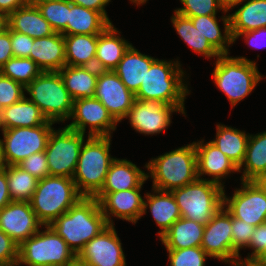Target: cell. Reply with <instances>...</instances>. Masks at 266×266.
Returning a JSON list of instances; mask_svg holds the SVG:
<instances>
[{"instance_id":"14","label":"cell","mask_w":266,"mask_h":266,"mask_svg":"<svg viewBox=\"0 0 266 266\" xmlns=\"http://www.w3.org/2000/svg\"><path fill=\"white\" fill-rule=\"evenodd\" d=\"M173 112L181 113L175 106L160 101L135 99L124 119L140 134L157 135L170 127Z\"/></svg>"},{"instance_id":"17","label":"cell","mask_w":266,"mask_h":266,"mask_svg":"<svg viewBox=\"0 0 266 266\" xmlns=\"http://www.w3.org/2000/svg\"><path fill=\"white\" fill-rule=\"evenodd\" d=\"M232 215L222 206L205 224L201 247L213 259L232 265Z\"/></svg>"},{"instance_id":"9","label":"cell","mask_w":266,"mask_h":266,"mask_svg":"<svg viewBox=\"0 0 266 266\" xmlns=\"http://www.w3.org/2000/svg\"><path fill=\"white\" fill-rule=\"evenodd\" d=\"M19 245L17 266H65L77 255L50 226Z\"/></svg>"},{"instance_id":"50","label":"cell","mask_w":266,"mask_h":266,"mask_svg":"<svg viewBox=\"0 0 266 266\" xmlns=\"http://www.w3.org/2000/svg\"><path fill=\"white\" fill-rule=\"evenodd\" d=\"M74 5L83 6L87 9L100 12L111 24L105 7L111 2V0H69Z\"/></svg>"},{"instance_id":"35","label":"cell","mask_w":266,"mask_h":266,"mask_svg":"<svg viewBox=\"0 0 266 266\" xmlns=\"http://www.w3.org/2000/svg\"><path fill=\"white\" fill-rule=\"evenodd\" d=\"M66 65L95 67L98 34L64 35Z\"/></svg>"},{"instance_id":"8","label":"cell","mask_w":266,"mask_h":266,"mask_svg":"<svg viewBox=\"0 0 266 266\" xmlns=\"http://www.w3.org/2000/svg\"><path fill=\"white\" fill-rule=\"evenodd\" d=\"M181 217L205 225L223 206L224 187L197 178L181 188L173 189Z\"/></svg>"},{"instance_id":"37","label":"cell","mask_w":266,"mask_h":266,"mask_svg":"<svg viewBox=\"0 0 266 266\" xmlns=\"http://www.w3.org/2000/svg\"><path fill=\"white\" fill-rule=\"evenodd\" d=\"M5 171L12 201L30 202L39 180L18 165H5Z\"/></svg>"},{"instance_id":"54","label":"cell","mask_w":266,"mask_h":266,"mask_svg":"<svg viewBox=\"0 0 266 266\" xmlns=\"http://www.w3.org/2000/svg\"><path fill=\"white\" fill-rule=\"evenodd\" d=\"M7 28V16L0 12V33Z\"/></svg>"},{"instance_id":"1","label":"cell","mask_w":266,"mask_h":266,"mask_svg":"<svg viewBox=\"0 0 266 266\" xmlns=\"http://www.w3.org/2000/svg\"><path fill=\"white\" fill-rule=\"evenodd\" d=\"M179 62L178 58L175 61L157 58L146 72L135 99L160 101L175 106L186 116L184 102L191 90L185 82L188 78Z\"/></svg>"},{"instance_id":"62","label":"cell","mask_w":266,"mask_h":266,"mask_svg":"<svg viewBox=\"0 0 266 266\" xmlns=\"http://www.w3.org/2000/svg\"><path fill=\"white\" fill-rule=\"evenodd\" d=\"M0 130H3V123H2V108L0 107Z\"/></svg>"},{"instance_id":"18","label":"cell","mask_w":266,"mask_h":266,"mask_svg":"<svg viewBox=\"0 0 266 266\" xmlns=\"http://www.w3.org/2000/svg\"><path fill=\"white\" fill-rule=\"evenodd\" d=\"M43 226L30 202L11 201L0 209V229L18 245L37 233Z\"/></svg>"},{"instance_id":"48","label":"cell","mask_w":266,"mask_h":266,"mask_svg":"<svg viewBox=\"0 0 266 266\" xmlns=\"http://www.w3.org/2000/svg\"><path fill=\"white\" fill-rule=\"evenodd\" d=\"M241 36L244 38L246 44L252 48L259 49L266 47V27L239 33L233 38V43Z\"/></svg>"},{"instance_id":"11","label":"cell","mask_w":266,"mask_h":266,"mask_svg":"<svg viewBox=\"0 0 266 266\" xmlns=\"http://www.w3.org/2000/svg\"><path fill=\"white\" fill-rule=\"evenodd\" d=\"M53 124L2 130V157L5 165H17L30 155L45 151Z\"/></svg>"},{"instance_id":"28","label":"cell","mask_w":266,"mask_h":266,"mask_svg":"<svg viewBox=\"0 0 266 266\" xmlns=\"http://www.w3.org/2000/svg\"><path fill=\"white\" fill-rule=\"evenodd\" d=\"M3 130L16 127H36L42 124H55L47 120L40 108L26 95L18 102L2 109Z\"/></svg>"},{"instance_id":"7","label":"cell","mask_w":266,"mask_h":266,"mask_svg":"<svg viewBox=\"0 0 266 266\" xmlns=\"http://www.w3.org/2000/svg\"><path fill=\"white\" fill-rule=\"evenodd\" d=\"M30 99L54 123L69 120L74 100L58 71H43L25 87Z\"/></svg>"},{"instance_id":"61","label":"cell","mask_w":266,"mask_h":266,"mask_svg":"<svg viewBox=\"0 0 266 266\" xmlns=\"http://www.w3.org/2000/svg\"><path fill=\"white\" fill-rule=\"evenodd\" d=\"M42 1H45V0H28V4L36 5V4H38L39 2H42Z\"/></svg>"},{"instance_id":"19","label":"cell","mask_w":266,"mask_h":266,"mask_svg":"<svg viewBox=\"0 0 266 266\" xmlns=\"http://www.w3.org/2000/svg\"><path fill=\"white\" fill-rule=\"evenodd\" d=\"M142 188L107 193L100 201V207L108 225H114L112 216L136 224L142 217L144 199Z\"/></svg>"},{"instance_id":"58","label":"cell","mask_w":266,"mask_h":266,"mask_svg":"<svg viewBox=\"0 0 266 266\" xmlns=\"http://www.w3.org/2000/svg\"><path fill=\"white\" fill-rule=\"evenodd\" d=\"M237 266H262V265H259L256 262H241V263H238Z\"/></svg>"},{"instance_id":"6","label":"cell","mask_w":266,"mask_h":266,"mask_svg":"<svg viewBox=\"0 0 266 266\" xmlns=\"http://www.w3.org/2000/svg\"><path fill=\"white\" fill-rule=\"evenodd\" d=\"M82 197L73 178L49 175L38 181L30 204L39 221L49 226Z\"/></svg>"},{"instance_id":"56","label":"cell","mask_w":266,"mask_h":266,"mask_svg":"<svg viewBox=\"0 0 266 266\" xmlns=\"http://www.w3.org/2000/svg\"><path fill=\"white\" fill-rule=\"evenodd\" d=\"M256 182L260 185V187L266 192V173L260 176Z\"/></svg>"},{"instance_id":"38","label":"cell","mask_w":266,"mask_h":266,"mask_svg":"<svg viewBox=\"0 0 266 266\" xmlns=\"http://www.w3.org/2000/svg\"><path fill=\"white\" fill-rule=\"evenodd\" d=\"M43 71L30 58L12 57L0 69L3 76L9 77L24 87L30 84Z\"/></svg>"},{"instance_id":"27","label":"cell","mask_w":266,"mask_h":266,"mask_svg":"<svg viewBox=\"0 0 266 266\" xmlns=\"http://www.w3.org/2000/svg\"><path fill=\"white\" fill-rule=\"evenodd\" d=\"M99 71L96 67L65 65L58 72L73 100H77L94 97Z\"/></svg>"},{"instance_id":"22","label":"cell","mask_w":266,"mask_h":266,"mask_svg":"<svg viewBox=\"0 0 266 266\" xmlns=\"http://www.w3.org/2000/svg\"><path fill=\"white\" fill-rule=\"evenodd\" d=\"M151 192L144 194L142 216L147 214L149 208L156 225L160 228L157 234L161 238L170 229L171 225L181 218V213L171 191L153 188Z\"/></svg>"},{"instance_id":"47","label":"cell","mask_w":266,"mask_h":266,"mask_svg":"<svg viewBox=\"0 0 266 266\" xmlns=\"http://www.w3.org/2000/svg\"><path fill=\"white\" fill-rule=\"evenodd\" d=\"M13 57L29 58L34 39L23 33L10 30Z\"/></svg>"},{"instance_id":"42","label":"cell","mask_w":266,"mask_h":266,"mask_svg":"<svg viewBox=\"0 0 266 266\" xmlns=\"http://www.w3.org/2000/svg\"><path fill=\"white\" fill-rule=\"evenodd\" d=\"M183 6L174 11L186 16L197 17L202 15H217L218 11L226 13L219 0H179Z\"/></svg>"},{"instance_id":"29","label":"cell","mask_w":266,"mask_h":266,"mask_svg":"<svg viewBox=\"0 0 266 266\" xmlns=\"http://www.w3.org/2000/svg\"><path fill=\"white\" fill-rule=\"evenodd\" d=\"M205 225L183 217L176 220L160 238L166 249L201 246Z\"/></svg>"},{"instance_id":"60","label":"cell","mask_w":266,"mask_h":266,"mask_svg":"<svg viewBox=\"0 0 266 266\" xmlns=\"http://www.w3.org/2000/svg\"><path fill=\"white\" fill-rule=\"evenodd\" d=\"M148 0H130L131 3L134 5L136 4L137 6L143 5L147 2Z\"/></svg>"},{"instance_id":"21","label":"cell","mask_w":266,"mask_h":266,"mask_svg":"<svg viewBox=\"0 0 266 266\" xmlns=\"http://www.w3.org/2000/svg\"><path fill=\"white\" fill-rule=\"evenodd\" d=\"M147 180V173L136 164L127 159L115 157L110 164L101 190L94 198L100 201L109 192L142 188Z\"/></svg>"},{"instance_id":"31","label":"cell","mask_w":266,"mask_h":266,"mask_svg":"<svg viewBox=\"0 0 266 266\" xmlns=\"http://www.w3.org/2000/svg\"><path fill=\"white\" fill-rule=\"evenodd\" d=\"M111 23L100 13L69 1V16L63 35L100 34Z\"/></svg>"},{"instance_id":"51","label":"cell","mask_w":266,"mask_h":266,"mask_svg":"<svg viewBox=\"0 0 266 266\" xmlns=\"http://www.w3.org/2000/svg\"><path fill=\"white\" fill-rule=\"evenodd\" d=\"M12 201L7 182L5 167L0 170V209Z\"/></svg>"},{"instance_id":"20","label":"cell","mask_w":266,"mask_h":266,"mask_svg":"<svg viewBox=\"0 0 266 266\" xmlns=\"http://www.w3.org/2000/svg\"><path fill=\"white\" fill-rule=\"evenodd\" d=\"M194 144L197 154V177L225 187L222 180L232 173H238L239 168L211 141L204 143V139H201ZM205 175L211 178H203Z\"/></svg>"},{"instance_id":"34","label":"cell","mask_w":266,"mask_h":266,"mask_svg":"<svg viewBox=\"0 0 266 266\" xmlns=\"http://www.w3.org/2000/svg\"><path fill=\"white\" fill-rule=\"evenodd\" d=\"M239 173L241 181H256L266 173V131L250 134Z\"/></svg>"},{"instance_id":"43","label":"cell","mask_w":266,"mask_h":266,"mask_svg":"<svg viewBox=\"0 0 266 266\" xmlns=\"http://www.w3.org/2000/svg\"><path fill=\"white\" fill-rule=\"evenodd\" d=\"M25 87L0 73V107L10 106L25 96Z\"/></svg>"},{"instance_id":"33","label":"cell","mask_w":266,"mask_h":266,"mask_svg":"<svg viewBox=\"0 0 266 266\" xmlns=\"http://www.w3.org/2000/svg\"><path fill=\"white\" fill-rule=\"evenodd\" d=\"M250 133L232 128L225 124H216L215 139L211 142L239 168L244 161Z\"/></svg>"},{"instance_id":"5","label":"cell","mask_w":266,"mask_h":266,"mask_svg":"<svg viewBox=\"0 0 266 266\" xmlns=\"http://www.w3.org/2000/svg\"><path fill=\"white\" fill-rule=\"evenodd\" d=\"M222 54L215 60L212 79L234 108L255 89L266 76L258 71L257 62L243 56L232 57Z\"/></svg>"},{"instance_id":"2","label":"cell","mask_w":266,"mask_h":266,"mask_svg":"<svg viewBox=\"0 0 266 266\" xmlns=\"http://www.w3.org/2000/svg\"><path fill=\"white\" fill-rule=\"evenodd\" d=\"M78 255L85 244L108 226L99 201L82 197L49 225Z\"/></svg>"},{"instance_id":"15","label":"cell","mask_w":266,"mask_h":266,"mask_svg":"<svg viewBox=\"0 0 266 266\" xmlns=\"http://www.w3.org/2000/svg\"><path fill=\"white\" fill-rule=\"evenodd\" d=\"M77 257L88 266H126L122 243L114 225H108L85 244Z\"/></svg>"},{"instance_id":"3","label":"cell","mask_w":266,"mask_h":266,"mask_svg":"<svg viewBox=\"0 0 266 266\" xmlns=\"http://www.w3.org/2000/svg\"><path fill=\"white\" fill-rule=\"evenodd\" d=\"M152 179V188L172 191L195 181L197 177V154L194 141L151 158L144 166Z\"/></svg>"},{"instance_id":"57","label":"cell","mask_w":266,"mask_h":266,"mask_svg":"<svg viewBox=\"0 0 266 266\" xmlns=\"http://www.w3.org/2000/svg\"><path fill=\"white\" fill-rule=\"evenodd\" d=\"M255 262L259 265L266 266V249L264 253Z\"/></svg>"},{"instance_id":"52","label":"cell","mask_w":266,"mask_h":266,"mask_svg":"<svg viewBox=\"0 0 266 266\" xmlns=\"http://www.w3.org/2000/svg\"><path fill=\"white\" fill-rule=\"evenodd\" d=\"M28 4V0H0V12L8 16L19 7Z\"/></svg>"},{"instance_id":"45","label":"cell","mask_w":266,"mask_h":266,"mask_svg":"<svg viewBox=\"0 0 266 266\" xmlns=\"http://www.w3.org/2000/svg\"><path fill=\"white\" fill-rule=\"evenodd\" d=\"M247 248L251 249L252 253H249L245 259H242V256H240L239 263L255 262L264 253L266 249V222L254 228Z\"/></svg>"},{"instance_id":"25","label":"cell","mask_w":266,"mask_h":266,"mask_svg":"<svg viewBox=\"0 0 266 266\" xmlns=\"http://www.w3.org/2000/svg\"><path fill=\"white\" fill-rule=\"evenodd\" d=\"M156 59L155 57L145 55V53L142 54L131 45L113 71L135 95L141 86V82H144L146 72Z\"/></svg>"},{"instance_id":"10","label":"cell","mask_w":266,"mask_h":266,"mask_svg":"<svg viewBox=\"0 0 266 266\" xmlns=\"http://www.w3.org/2000/svg\"><path fill=\"white\" fill-rule=\"evenodd\" d=\"M85 135L66 126L52 130L45 149L51 176L73 178Z\"/></svg>"},{"instance_id":"24","label":"cell","mask_w":266,"mask_h":266,"mask_svg":"<svg viewBox=\"0 0 266 266\" xmlns=\"http://www.w3.org/2000/svg\"><path fill=\"white\" fill-rule=\"evenodd\" d=\"M120 33L112 23L98 34L95 57V67L98 70L113 71L132 45L123 36L121 37Z\"/></svg>"},{"instance_id":"53","label":"cell","mask_w":266,"mask_h":266,"mask_svg":"<svg viewBox=\"0 0 266 266\" xmlns=\"http://www.w3.org/2000/svg\"><path fill=\"white\" fill-rule=\"evenodd\" d=\"M224 11L228 12L237 5L241 4L244 0H219Z\"/></svg>"},{"instance_id":"23","label":"cell","mask_w":266,"mask_h":266,"mask_svg":"<svg viewBox=\"0 0 266 266\" xmlns=\"http://www.w3.org/2000/svg\"><path fill=\"white\" fill-rule=\"evenodd\" d=\"M42 71H59L66 65L65 40L61 33L34 38L29 56Z\"/></svg>"},{"instance_id":"41","label":"cell","mask_w":266,"mask_h":266,"mask_svg":"<svg viewBox=\"0 0 266 266\" xmlns=\"http://www.w3.org/2000/svg\"><path fill=\"white\" fill-rule=\"evenodd\" d=\"M232 266L239 263L240 250L249 245L255 226L232 216Z\"/></svg>"},{"instance_id":"59","label":"cell","mask_w":266,"mask_h":266,"mask_svg":"<svg viewBox=\"0 0 266 266\" xmlns=\"http://www.w3.org/2000/svg\"><path fill=\"white\" fill-rule=\"evenodd\" d=\"M5 167L3 157H2V147H1V139H0V170Z\"/></svg>"},{"instance_id":"36","label":"cell","mask_w":266,"mask_h":266,"mask_svg":"<svg viewBox=\"0 0 266 266\" xmlns=\"http://www.w3.org/2000/svg\"><path fill=\"white\" fill-rule=\"evenodd\" d=\"M171 22L180 38L198 55L210 59L218 58L221 54L209 43L205 36L196 29L189 17L174 11Z\"/></svg>"},{"instance_id":"13","label":"cell","mask_w":266,"mask_h":266,"mask_svg":"<svg viewBox=\"0 0 266 266\" xmlns=\"http://www.w3.org/2000/svg\"><path fill=\"white\" fill-rule=\"evenodd\" d=\"M69 119L73 120L66 127L84 134L89 127L88 136H112L118 126V122L95 97L74 100Z\"/></svg>"},{"instance_id":"26","label":"cell","mask_w":266,"mask_h":266,"mask_svg":"<svg viewBox=\"0 0 266 266\" xmlns=\"http://www.w3.org/2000/svg\"><path fill=\"white\" fill-rule=\"evenodd\" d=\"M7 28L31 38H42L54 33L49 22L42 16L36 5L19 7L7 16Z\"/></svg>"},{"instance_id":"44","label":"cell","mask_w":266,"mask_h":266,"mask_svg":"<svg viewBox=\"0 0 266 266\" xmlns=\"http://www.w3.org/2000/svg\"><path fill=\"white\" fill-rule=\"evenodd\" d=\"M17 165L38 180L50 175L45 151L34 153Z\"/></svg>"},{"instance_id":"40","label":"cell","mask_w":266,"mask_h":266,"mask_svg":"<svg viewBox=\"0 0 266 266\" xmlns=\"http://www.w3.org/2000/svg\"><path fill=\"white\" fill-rule=\"evenodd\" d=\"M166 250L170 266H205L206 259L211 258L201 246Z\"/></svg>"},{"instance_id":"55","label":"cell","mask_w":266,"mask_h":266,"mask_svg":"<svg viewBox=\"0 0 266 266\" xmlns=\"http://www.w3.org/2000/svg\"><path fill=\"white\" fill-rule=\"evenodd\" d=\"M65 266H88L85 262L81 261L78 257L66 264Z\"/></svg>"},{"instance_id":"30","label":"cell","mask_w":266,"mask_h":266,"mask_svg":"<svg viewBox=\"0 0 266 266\" xmlns=\"http://www.w3.org/2000/svg\"><path fill=\"white\" fill-rule=\"evenodd\" d=\"M242 3L234 13H229L232 38L239 33L266 27V0H244Z\"/></svg>"},{"instance_id":"46","label":"cell","mask_w":266,"mask_h":266,"mask_svg":"<svg viewBox=\"0 0 266 266\" xmlns=\"http://www.w3.org/2000/svg\"><path fill=\"white\" fill-rule=\"evenodd\" d=\"M19 245L0 229V265L17 264Z\"/></svg>"},{"instance_id":"63","label":"cell","mask_w":266,"mask_h":266,"mask_svg":"<svg viewBox=\"0 0 266 266\" xmlns=\"http://www.w3.org/2000/svg\"><path fill=\"white\" fill-rule=\"evenodd\" d=\"M0 266H17V264H10V265H0Z\"/></svg>"},{"instance_id":"39","label":"cell","mask_w":266,"mask_h":266,"mask_svg":"<svg viewBox=\"0 0 266 266\" xmlns=\"http://www.w3.org/2000/svg\"><path fill=\"white\" fill-rule=\"evenodd\" d=\"M55 33H62L68 24L69 0H45L36 4Z\"/></svg>"},{"instance_id":"16","label":"cell","mask_w":266,"mask_h":266,"mask_svg":"<svg viewBox=\"0 0 266 266\" xmlns=\"http://www.w3.org/2000/svg\"><path fill=\"white\" fill-rule=\"evenodd\" d=\"M94 97L97 98L119 123L127 116L135 101V95L111 70H100Z\"/></svg>"},{"instance_id":"4","label":"cell","mask_w":266,"mask_h":266,"mask_svg":"<svg viewBox=\"0 0 266 266\" xmlns=\"http://www.w3.org/2000/svg\"><path fill=\"white\" fill-rule=\"evenodd\" d=\"M82 144L73 180L83 197H94L102 188L110 164L111 136H87Z\"/></svg>"},{"instance_id":"49","label":"cell","mask_w":266,"mask_h":266,"mask_svg":"<svg viewBox=\"0 0 266 266\" xmlns=\"http://www.w3.org/2000/svg\"><path fill=\"white\" fill-rule=\"evenodd\" d=\"M13 57L10 30L6 28L0 33V69Z\"/></svg>"},{"instance_id":"32","label":"cell","mask_w":266,"mask_h":266,"mask_svg":"<svg viewBox=\"0 0 266 266\" xmlns=\"http://www.w3.org/2000/svg\"><path fill=\"white\" fill-rule=\"evenodd\" d=\"M194 26L200 33L206 37L209 43L222 55L229 54V47L233 44V38L230 29V15H222L220 20L223 22L224 30L220 28L216 15H202L189 17Z\"/></svg>"},{"instance_id":"12","label":"cell","mask_w":266,"mask_h":266,"mask_svg":"<svg viewBox=\"0 0 266 266\" xmlns=\"http://www.w3.org/2000/svg\"><path fill=\"white\" fill-rule=\"evenodd\" d=\"M232 196L223 192V206L234 217L253 226L266 222V192L256 181H241Z\"/></svg>"}]
</instances>
